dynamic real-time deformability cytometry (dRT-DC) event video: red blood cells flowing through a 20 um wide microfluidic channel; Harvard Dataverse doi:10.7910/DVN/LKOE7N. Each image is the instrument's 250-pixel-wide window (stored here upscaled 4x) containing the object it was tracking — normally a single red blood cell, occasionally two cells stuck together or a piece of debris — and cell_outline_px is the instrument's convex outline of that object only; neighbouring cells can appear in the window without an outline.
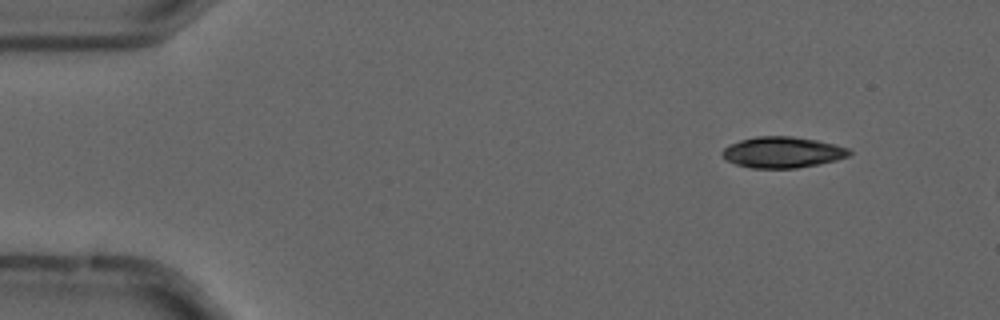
{"species": "common noctule bat (a hibernating species)", "species_latin": "Nyctalus noctula", "temperature_condition": "cold", "stored_images_in_passage": 2, "camera_frame_rate_fps": 3000, "um_per_image_px": 0.085, "animal": {"sex": "male", "forearm_length_mm": 52.5}, "frame": {"image": 1, "passage_image": 2, "time_ms": 0.333, "image_size_px": [1000, 320], "cell_outline_px": [[852, 152], [848, 156], [836, 160], [796, 168], [752, 168], [736, 164], [728, 160], [720, 152], [724, 148], [740, 140], [756, 136], [792, 136], [816, 140], [848, 148]], "centroid_in_image_um": [66.5, 12.94], "position_along_channel_um": 18.5, "area_um2": 22.66}}